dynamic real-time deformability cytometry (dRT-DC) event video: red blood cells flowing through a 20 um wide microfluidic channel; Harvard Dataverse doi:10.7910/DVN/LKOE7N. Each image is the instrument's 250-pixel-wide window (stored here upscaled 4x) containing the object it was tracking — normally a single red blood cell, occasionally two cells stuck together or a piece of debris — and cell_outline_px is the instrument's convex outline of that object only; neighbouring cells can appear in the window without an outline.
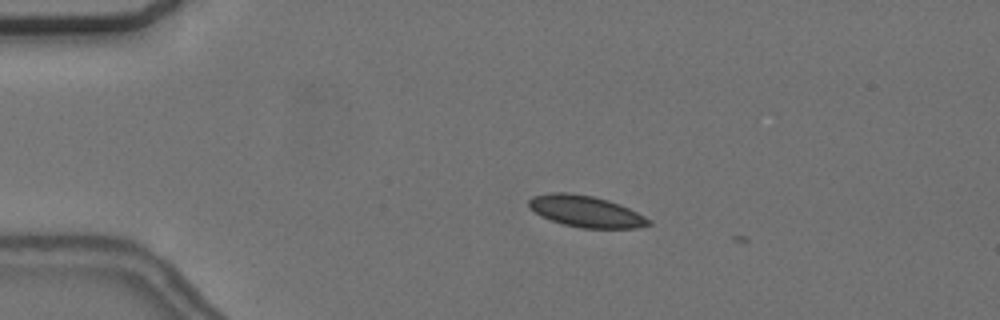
{"species": "common noctule bat (a hibernating species)", "species_latin": "Nyctalus noctula", "temperature_condition": "cold", "stored_images_in_passage": 9, "camera_frame_rate_fps": 3000, "um_per_image_px": 0.085, "animal": {"sex": "female", "body_mass_g": 24.6, "forearm_length_mm": 56.2}, "frame": {"image": 1, "passage_image": 7, "time_ms": 2.0, "image_size_px": [1000, 320], "cell_outline_px": [[652, 224], [636, 228], [580, 228], [564, 224], [540, 216], [528, 204], [528, 200], [532, 196], [552, 192], [568, 192], [592, 196], [608, 200], [620, 204], [652, 220]], "centroid_in_image_um": [49.81, 17.96], "position_along_channel_um": 35.2, "area_um2": 21.85}}